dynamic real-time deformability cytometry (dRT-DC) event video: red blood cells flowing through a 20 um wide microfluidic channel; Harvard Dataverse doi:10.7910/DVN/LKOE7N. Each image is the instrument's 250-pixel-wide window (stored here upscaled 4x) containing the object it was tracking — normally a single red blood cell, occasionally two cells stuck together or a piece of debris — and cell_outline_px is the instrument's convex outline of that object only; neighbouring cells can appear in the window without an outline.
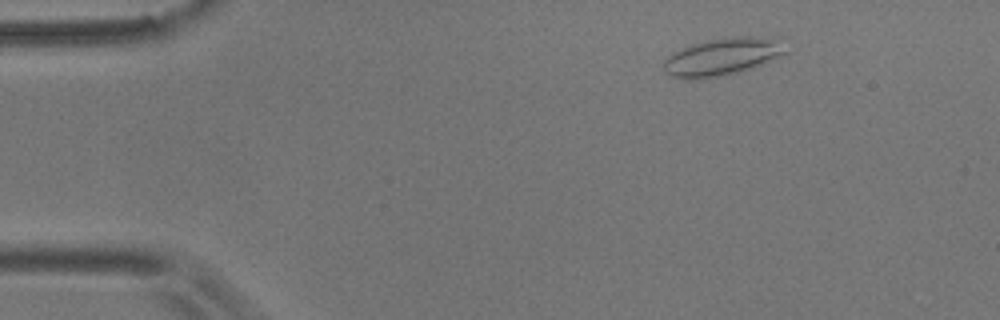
{"species": "common noctule bat (a hibernating species)", "species_latin": "Nyctalus noctula", "temperature_condition": "room temperature", "stored_images_in_passage": 27, "camera_frame_rate_fps": 3000, "um_per_image_px": 0.085, "animal": {"sex": "male", "body_mass_g": 17.9}, "frame": {"image": 1, "passage_image": 4, "time_ms": 1.0, "image_size_px": [1000, 320], "cell_outline_px": [[792, 52], [752, 68], [740, 72], [724, 76], [700, 80], [688, 80], [672, 76], [664, 68], [664, 60], [672, 52], [692, 44], [708, 40], [736, 36], [780, 36]], "centroid_in_image_um": [61.54, 4.81], "position_along_channel_um": 23.5, "area_um2": 27.63}}
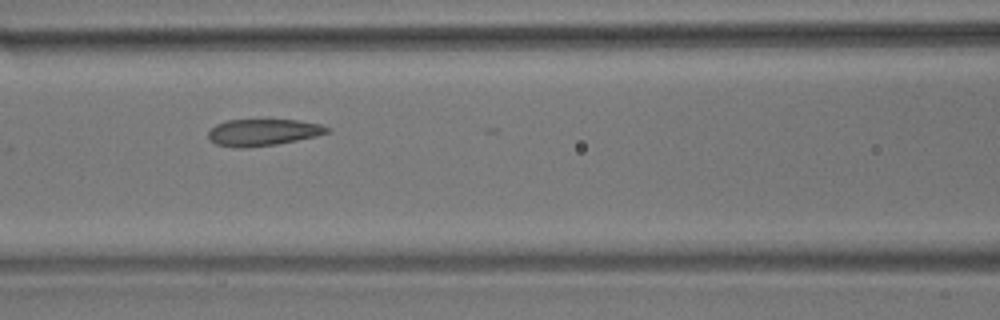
{"frame": {"image": 2, "passage_image": 20, "time_ms": 6.333, "image_size_px": [1000, 320], "cell_outline_px": [[332, 132], [316, 136], [276, 144], [244, 148], [236, 148], [216, 144], [208, 136], [208, 132], [216, 124], [228, 120], [300, 120], [320, 124], [332, 128]], "centroid_in_image_um": [22.4, 11.24], "position_along_channel_um": 144.2, "area_um2": 18.5}}
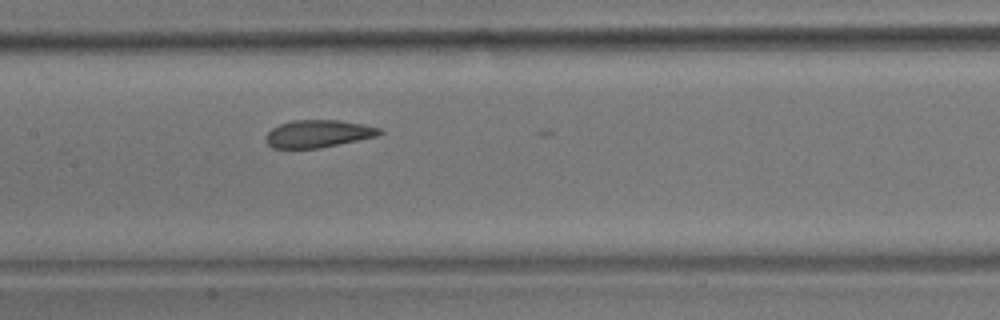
{"frame": {"image": 3, "passage_image": 23, "time_ms": 7.333, "image_size_px": [1000, 320], "cell_outline_px": [[384, 132], [380, 136], [320, 148], [272, 148], [264, 140], [264, 136], [272, 128], [280, 124], [292, 120], [340, 120], [364, 124], [380, 128]], "centroid_in_image_um": [27.07, 11.36], "position_along_channel_um": 180.3, "area_um2": 18.5}}